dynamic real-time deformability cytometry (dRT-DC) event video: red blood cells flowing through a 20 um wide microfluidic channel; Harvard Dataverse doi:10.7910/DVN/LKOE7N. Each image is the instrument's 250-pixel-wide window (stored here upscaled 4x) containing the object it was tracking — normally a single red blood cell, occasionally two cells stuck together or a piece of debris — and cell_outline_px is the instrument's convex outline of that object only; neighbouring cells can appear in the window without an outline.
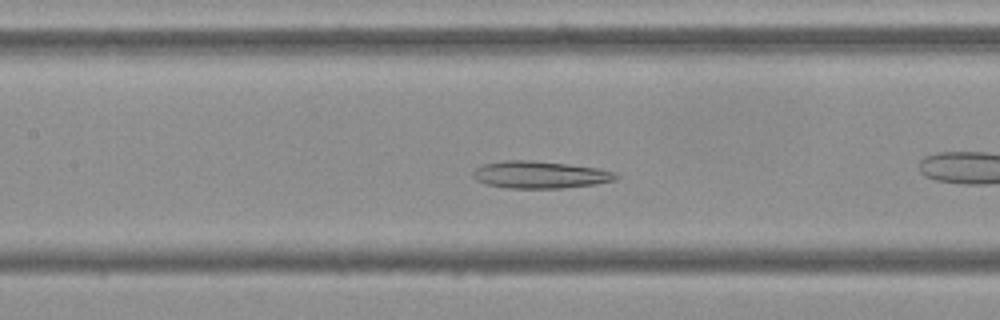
{"species": "Egyptian fruit bat (a non-hibernating species)", "species_latin": "Rousettus aegyptiacus", "temperature_condition": "cold", "stored_images_in_passage": 41, "camera_frame_rate_fps": 3000, "um_per_image_px": 0.085, "frame": {"image": 1, "passage_image": 10, "time_ms": 3.0, "image_size_px": [1000, 320], "cell_outline_px": [[620, 176], [616, 180], [596, 184], [560, 188], [508, 188], [488, 184], [476, 180], [472, 176], [472, 172], [476, 168], [484, 164], [504, 160], [532, 160], [568, 164], [596, 168], [616, 172]], "centroid_in_image_um": [45.91, 14.85], "position_along_channel_um": 161.5, "area_um2": 22.66}}
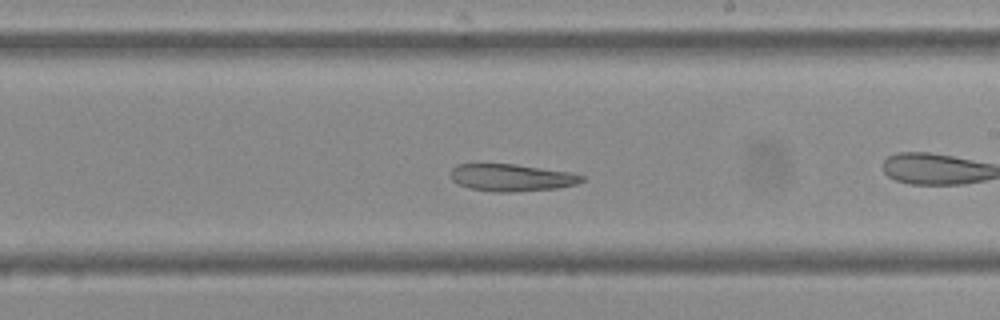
{"frame": {"image": 2, "passage_image": 17, "time_ms": 5.333, "image_size_px": [1000, 320], "cell_outline_px": [[584, 180], [576, 184], [556, 188], [508, 192], [492, 192], [468, 188], [452, 180], [452, 168], [456, 164], [516, 164], [572, 172], [584, 176]], "centroid_in_image_um": [43.5, 15.09], "position_along_channel_um": 245.5, "area_um2": 20.75}}
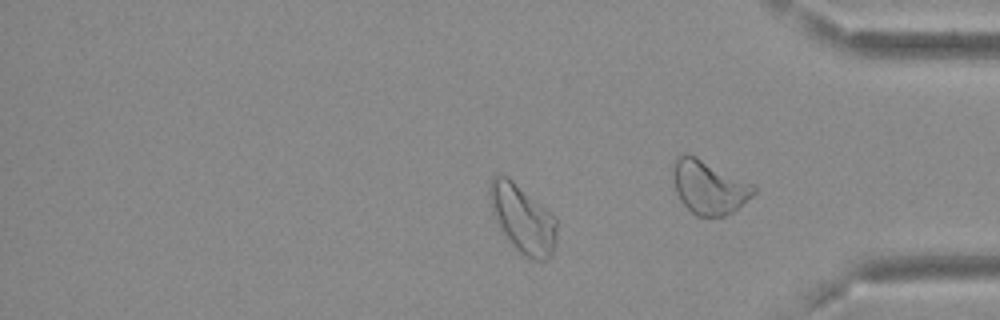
{"frame": {"image": 3, "passage_image": 31, "time_ms": 10.0, "image_size_px": [1000, 320], "cell_outline_px": [[556, 240], [552, 256], [548, 260], [540, 264], [524, 256], [504, 236], [492, 216], [488, 196], [488, 184], [492, 176], [496, 172], [508, 176], [556, 216]], "centroid_in_image_um": [44.39, 18.59], "position_along_channel_um": 390.8, "area_um2": 27.63}, "authors_computed_cell_mechanics": {"area_um2": 23.8136, "velocity_mm_per_s": 3.6173, "shape_relaxation_time_tau1_ms": null, "shape_relaxation_time_tau2_ms": 3.1967, "deformation_change_tau1": null, "deformation_change_tau2": 0.0758}}